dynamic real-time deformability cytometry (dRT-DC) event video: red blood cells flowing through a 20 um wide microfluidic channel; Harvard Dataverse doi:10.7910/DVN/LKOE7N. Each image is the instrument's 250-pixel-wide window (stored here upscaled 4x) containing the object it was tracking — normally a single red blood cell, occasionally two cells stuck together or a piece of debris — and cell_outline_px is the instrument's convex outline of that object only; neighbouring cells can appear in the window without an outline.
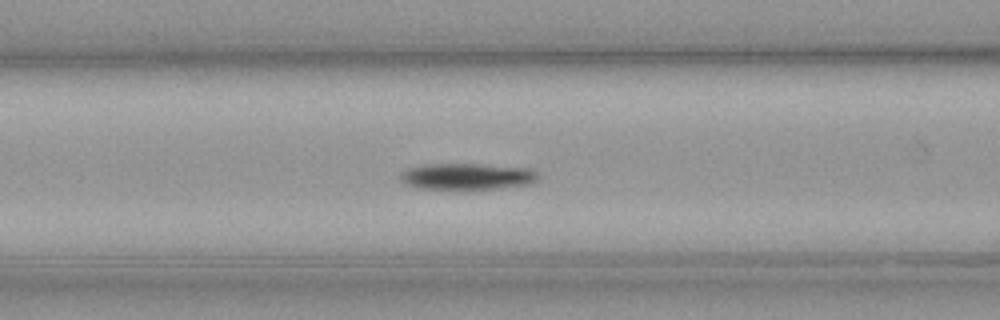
{"species": "common noctule bat (a hibernating species)", "species_latin": "Nyctalus noctula", "temperature_condition": "cold", "stored_images_in_passage": 26, "camera_frame_rate_fps": 3000, "um_per_image_px": 0.085, "animal": {"sex": "male", "body_mass_g": 23.1, "forearm_length_mm": 52.7}, "frame": {"image": 1, "passage_image": 22, "time_ms": 7.0, "image_size_px": [1000, 320], "cell_outline_px": [[540, 180], [532, 184], [504, 188], [468, 192], [464, 192], [416, 188], [404, 184], [400, 180], [400, 172], [408, 168], [428, 164], [476, 164], [528, 168], [536, 172], [540, 176]], "centroid_in_image_um": [39.7, 15.06], "position_along_channel_um": 126.9, "area_um2": 22.48}}
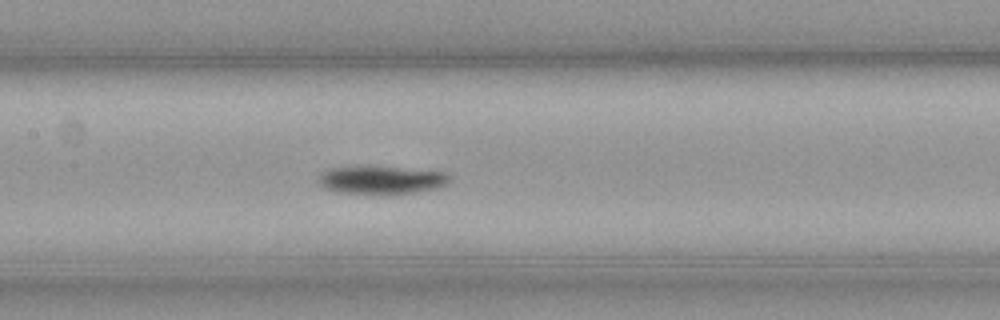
{"frame": {"image": 2, "passage_image": 26, "time_ms": 8.333, "image_size_px": [1000, 320], "cell_outline_px": [[452, 180], [448, 184], [440, 188], [416, 192], [388, 196], [372, 196], [336, 192], [324, 188], [316, 180], [316, 176], [320, 172], [332, 168], [356, 164], [448, 172], [452, 176]], "centroid_in_image_um": [32.39, 15.31], "position_along_channel_um": 175.0, "area_um2": 23.18}}